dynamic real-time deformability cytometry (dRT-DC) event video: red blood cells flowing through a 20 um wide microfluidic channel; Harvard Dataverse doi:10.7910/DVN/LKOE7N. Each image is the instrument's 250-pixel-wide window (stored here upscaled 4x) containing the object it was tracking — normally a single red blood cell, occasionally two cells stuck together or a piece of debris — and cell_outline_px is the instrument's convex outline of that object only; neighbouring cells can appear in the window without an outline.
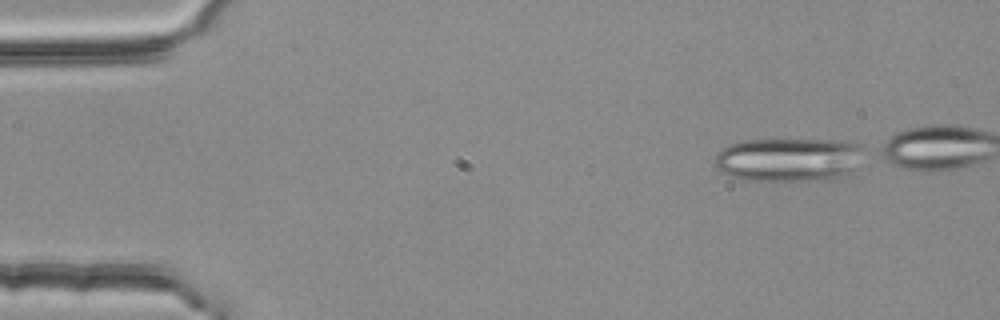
{"species": "common noctule bat (a hibernating species)", "species_latin": "Nyctalus noctula", "temperature_condition": "room temperature", "stored_images_in_passage": 4, "camera_frame_rate_fps": 3000, "um_per_image_px": 0.085, "animal": {"sex": "female", "body_mass_g": 25.1}, "frame": {"image": 1, "passage_image": 1, "time_ms": 0.0, "image_size_px": [1000, 320], "cell_outline_px": [[860, 148], [848, 172], [828, 180], [748, 180], [728, 176], [716, 168], [716, 156], [728, 144], [744, 140], [844, 140], [860, 144]], "centroid_in_image_um": [66.91, 13.55], "position_along_channel_um": 18.1, "area_um2": 36.99}}